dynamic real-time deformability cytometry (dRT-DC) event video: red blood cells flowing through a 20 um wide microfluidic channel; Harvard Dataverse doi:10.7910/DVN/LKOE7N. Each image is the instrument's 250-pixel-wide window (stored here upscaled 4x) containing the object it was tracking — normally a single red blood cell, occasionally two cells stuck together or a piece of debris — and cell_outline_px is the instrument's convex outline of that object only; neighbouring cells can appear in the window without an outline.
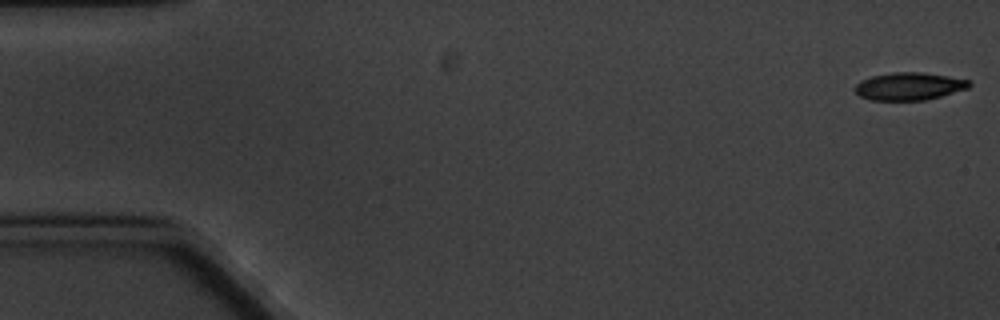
{"species": "common noctule bat (a hibernating species)", "species_latin": "Nyctalus noctula", "temperature_condition": "cold", "stored_images_in_passage": 5, "camera_frame_rate_fps": 3000, "um_per_image_px": 0.085, "animal": {"sex": "male", "body_mass_g": 20.1, "forearm_length_mm": 53.5}, "frame": {"image": 1, "passage_image": 1, "time_ms": 0.0, "image_size_px": [1000, 320], "cell_outline_px": [[972, 84], [968, 88], [940, 96], [924, 100], [872, 100], [860, 96], [852, 88], [860, 80], [872, 76], [892, 72], [920, 72], [948, 76], [972, 80]], "centroid_in_image_um": [77.27, 7.32], "position_along_channel_um": 7.7, "area_um2": 18.44}}
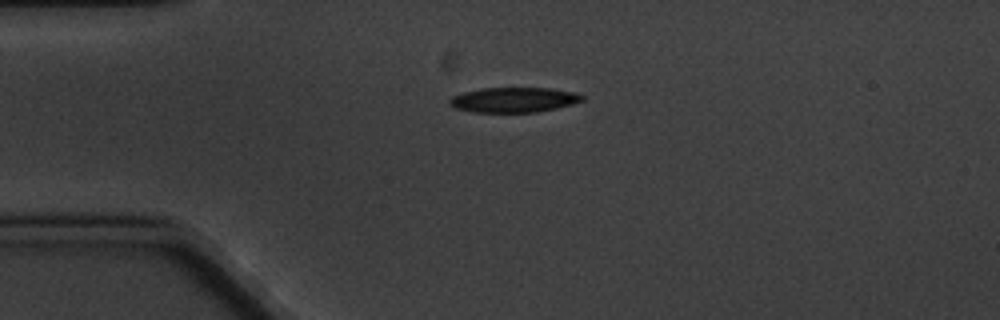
{"frame": {"image": 2, "passage_image": 4, "time_ms": 4.333, "image_size_px": [1000, 320], "cell_outline_px": [[584, 100], [572, 104], [556, 108], [536, 112], [472, 112], [456, 108], [448, 104], [448, 100], [452, 96], [464, 92], [480, 88], [552, 88], [576, 92], [584, 96]], "centroid_in_image_um": [43.67, 8.48], "position_along_channel_um": 41.3, "area_um2": 19.42}}